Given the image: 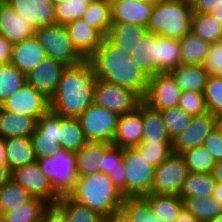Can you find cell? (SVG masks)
<instances>
[{
	"mask_svg": "<svg viewBox=\"0 0 222 222\" xmlns=\"http://www.w3.org/2000/svg\"><path fill=\"white\" fill-rule=\"evenodd\" d=\"M140 1H142V2H147V3H150V4H153V5H155V4H157L159 1H161V0H140Z\"/></svg>",
	"mask_w": 222,
	"mask_h": 222,
	"instance_id": "cell-64",
	"label": "cell"
},
{
	"mask_svg": "<svg viewBox=\"0 0 222 222\" xmlns=\"http://www.w3.org/2000/svg\"><path fill=\"white\" fill-rule=\"evenodd\" d=\"M40 222H67L63 209L57 204H48L41 216Z\"/></svg>",
	"mask_w": 222,
	"mask_h": 222,
	"instance_id": "cell-52",
	"label": "cell"
},
{
	"mask_svg": "<svg viewBox=\"0 0 222 222\" xmlns=\"http://www.w3.org/2000/svg\"><path fill=\"white\" fill-rule=\"evenodd\" d=\"M87 60L97 79L132 89L141 98L145 96L150 77L123 47L113 44L107 37Z\"/></svg>",
	"mask_w": 222,
	"mask_h": 222,
	"instance_id": "cell-1",
	"label": "cell"
},
{
	"mask_svg": "<svg viewBox=\"0 0 222 222\" xmlns=\"http://www.w3.org/2000/svg\"><path fill=\"white\" fill-rule=\"evenodd\" d=\"M219 44H221L222 45V34H221V36H220V39H219Z\"/></svg>",
	"mask_w": 222,
	"mask_h": 222,
	"instance_id": "cell-66",
	"label": "cell"
},
{
	"mask_svg": "<svg viewBox=\"0 0 222 222\" xmlns=\"http://www.w3.org/2000/svg\"><path fill=\"white\" fill-rule=\"evenodd\" d=\"M123 163L126 175V197L150 195L155 166L135 147L123 149Z\"/></svg>",
	"mask_w": 222,
	"mask_h": 222,
	"instance_id": "cell-7",
	"label": "cell"
},
{
	"mask_svg": "<svg viewBox=\"0 0 222 222\" xmlns=\"http://www.w3.org/2000/svg\"><path fill=\"white\" fill-rule=\"evenodd\" d=\"M46 53L36 36L12 46L11 64L27 75L46 58Z\"/></svg>",
	"mask_w": 222,
	"mask_h": 222,
	"instance_id": "cell-22",
	"label": "cell"
},
{
	"mask_svg": "<svg viewBox=\"0 0 222 222\" xmlns=\"http://www.w3.org/2000/svg\"><path fill=\"white\" fill-rule=\"evenodd\" d=\"M48 205L42 199L33 198L15 209L6 212L0 220L2 222H40L44 208Z\"/></svg>",
	"mask_w": 222,
	"mask_h": 222,
	"instance_id": "cell-39",
	"label": "cell"
},
{
	"mask_svg": "<svg viewBox=\"0 0 222 222\" xmlns=\"http://www.w3.org/2000/svg\"><path fill=\"white\" fill-rule=\"evenodd\" d=\"M153 214L161 222H174L184 208L183 200L177 195L150 194L144 197Z\"/></svg>",
	"mask_w": 222,
	"mask_h": 222,
	"instance_id": "cell-30",
	"label": "cell"
},
{
	"mask_svg": "<svg viewBox=\"0 0 222 222\" xmlns=\"http://www.w3.org/2000/svg\"><path fill=\"white\" fill-rule=\"evenodd\" d=\"M141 143H173L169 137L160 111L143 103V134Z\"/></svg>",
	"mask_w": 222,
	"mask_h": 222,
	"instance_id": "cell-29",
	"label": "cell"
},
{
	"mask_svg": "<svg viewBox=\"0 0 222 222\" xmlns=\"http://www.w3.org/2000/svg\"><path fill=\"white\" fill-rule=\"evenodd\" d=\"M187 174L188 170L183 157L172 153L155 167L150 194L179 196Z\"/></svg>",
	"mask_w": 222,
	"mask_h": 222,
	"instance_id": "cell-10",
	"label": "cell"
},
{
	"mask_svg": "<svg viewBox=\"0 0 222 222\" xmlns=\"http://www.w3.org/2000/svg\"><path fill=\"white\" fill-rule=\"evenodd\" d=\"M81 19L106 37L112 24L111 3L107 0H90Z\"/></svg>",
	"mask_w": 222,
	"mask_h": 222,
	"instance_id": "cell-34",
	"label": "cell"
},
{
	"mask_svg": "<svg viewBox=\"0 0 222 222\" xmlns=\"http://www.w3.org/2000/svg\"><path fill=\"white\" fill-rule=\"evenodd\" d=\"M216 181L211 173H191L188 172L179 194L184 200L189 197H209L212 196Z\"/></svg>",
	"mask_w": 222,
	"mask_h": 222,
	"instance_id": "cell-35",
	"label": "cell"
},
{
	"mask_svg": "<svg viewBox=\"0 0 222 222\" xmlns=\"http://www.w3.org/2000/svg\"><path fill=\"white\" fill-rule=\"evenodd\" d=\"M208 222H222V214L218 215L216 218L209 220Z\"/></svg>",
	"mask_w": 222,
	"mask_h": 222,
	"instance_id": "cell-63",
	"label": "cell"
},
{
	"mask_svg": "<svg viewBox=\"0 0 222 222\" xmlns=\"http://www.w3.org/2000/svg\"><path fill=\"white\" fill-rule=\"evenodd\" d=\"M211 14L215 19L222 23V5L218 8H214V11H212Z\"/></svg>",
	"mask_w": 222,
	"mask_h": 222,
	"instance_id": "cell-62",
	"label": "cell"
},
{
	"mask_svg": "<svg viewBox=\"0 0 222 222\" xmlns=\"http://www.w3.org/2000/svg\"><path fill=\"white\" fill-rule=\"evenodd\" d=\"M154 5L140 0H117L111 3L112 23L148 27Z\"/></svg>",
	"mask_w": 222,
	"mask_h": 222,
	"instance_id": "cell-20",
	"label": "cell"
},
{
	"mask_svg": "<svg viewBox=\"0 0 222 222\" xmlns=\"http://www.w3.org/2000/svg\"><path fill=\"white\" fill-rule=\"evenodd\" d=\"M90 0H67L54 6L56 23L65 25L81 19Z\"/></svg>",
	"mask_w": 222,
	"mask_h": 222,
	"instance_id": "cell-47",
	"label": "cell"
},
{
	"mask_svg": "<svg viewBox=\"0 0 222 222\" xmlns=\"http://www.w3.org/2000/svg\"><path fill=\"white\" fill-rule=\"evenodd\" d=\"M147 28L128 23H112L107 38L115 45L123 47L127 55H131Z\"/></svg>",
	"mask_w": 222,
	"mask_h": 222,
	"instance_id": "cell-28",
	"label": "cell"
},
{
	"mask_svg": "<svg viewBox=\"0 0 222 222\" xmlns=\"http://www.w3.org/2000/svg\"><path fill=\"white\" fill-rule=\"evenodd\" d=\"M0 107L38 120L50 110V103L47 97L26 82L22 88L3 101Z\"/></svg>",
	"mask_w": 222,
	"mask_h": 222,
	"instance_id": "cell-13",
	"label": "cell"
},
{
	"mask_svg": "<svg viewBox=\"0 0 222 222\" xmlns=\"http://www.w3.org/2000/svg\"><path fill=\"white\" fill-rule=\"evenodd\" d=\"M6 2L36 29L57 24L54 5L50 0H6Z\"/></svg>",
	"mask_w": 222,
	"mask_h": 222,
	"instance_id": "cell-17",
	"label": "cell"
},
{
	"mask_svg": "<svg viewBox=\"0 0 222 222\" xmlns=\"http://www.w3.org/2000/svg\"><path fill=\"white\" fill-rule=\"evenodd\" d=\"M109 3L115 2L117 0H107Z\"/></svg>",
	"mask_w": 222,
	"mask_h": 222,
	"instance_id": "cell-67",
	"label": "cell"
},
{
	"mask_svg": "<svg viewBox=\"0 0 222 222\" xmlns=\"http://www.w3.org/2000/svg\"><path fill=\"white\" fill-rule=\"evenodd\" d=\"M35 36L49 58L58 60L66 66H74L85 60L74 48L64 25L39 27Z\"/></svg>",
	"mask_w": 222,
	"mask_h": 222,
	"instance_id": "cell-6",
	"label": "cell"
},
{
	"mask_svg": "<svg viewBox=\"0 0 222 222\" xmlns=\"http://www.w3.org/2000/svg\"><path fill=\"white\" fill-rule=\"evenodd\" d=\"M141 102L132 89L96 78L93 103L122 116L135 111Z\"/></svg>",
	"mask_w": 222,
	"mask_h": 222,
	"instance_id": "cell-9",
	"label": "cell"
},
{
	"mask_svg": "<svg viewBox=\"0 0 222 222\" xmlns=\"http://www.w3.org/2000/svg\"><path fill=\"white\" fill-rule=\"evenodd\" d=\"M131 222H161L144 197H126L120 209Z\"/></svg>",
	"mask_w": 222,
	"mask_h": 222,
	"instance_id": "cell-43",
	"label": "cell"
},
{
	"mask_svg": "<svg viewBox=\"0 0 222 222\" xmlns=\"http://www.w3.org/2000/svg\"><path fill=\"white\" fill-rule=\"evenodd\" d=\"M182 91L169 73H158L149 78L142 102L160 111L178 107Z\"/></svg>",
	"mask_w": 222,
	"mask_h": 222,
	"instance_id": "cell-12",
	"label": "cell"
},
{
	"mask_svg": "<svg viewBox=\"0 0 222 222\" xmlns=\"http://www.w3.org/2000/svg\"><path fill=\"white\" fill-rule=\"evenodd\" d=\"M192 13H211L222 5V0H191Z\"/></svg>",
	"mask_w": 222,
	"mask_h": 222,
	"instance_id": "cell-53",
	"label": "cell"
},
{
	"mask_svg": "<svg viewBox=\"0 0 222 222\" xmlns=\"http://www.w3.org/2000/svg\"><path fill=\"white\" fill-rule=\"evenodd\" d=\"M212 155L215 161L222 160V137L214 129L202 144Z\"/></svg>",
	"mask_w": 222,
	"mask_h": 222,
	"instance_id": "cell-51",
	"label": "cell"
},
{
	"mask_svg": "<svg viewBox=\"0 0 222 222\" xmlns=\"http://www.w3.org/2000/svg\"><path fill=\"white\" fill-rule=\"evenodd\" d=\"M12 44L0 35V65L11 63Z\"/></svg>",
	"mask_w": 222,
	"mask_h": 222,
	"instance_id": "cell-54",
	"label": "cell"
},
{
	"mask_svg": "<svg viewBox=\"0 0 222 222\" xmlns=\"http://www.w3.org/2000/svg\"><path fill=\"white\" fill-rule=\"evenodd\" d=\"M178 107L193 117L200 116L208 112L205 104V98L201 92H182Z\"/></svg>",
	"mask_w": 222,
	"mask_h": 222,
	"instance_id": "cell-49",
	"label": "cell"
},
{
	"mask_svg": "<svg viewBox=\"0 0 222 222\" xmlns=\"http://www.w3.org/2000/svg\"><path fill=\"white\" fill-rule=\"evenodd\" d=\"M112 146L105 142H87L76 151L77 176H86L101 172L105 152Z\"/></svg>",
	"mask_w": 222,
	"mask_h": 222,
	"instance_id": "cell-23",
	"label": "cell"
},
{
	"mask_svg": "<svg viewBox=\"0 0 222 222\" xmlns=\"http://www.w3.org/2000/svg\"><path fill=\"white\" fill-rule=\"evenodd\" d=\"M204 67L209 75H222V45L219 42L211 44Z\"/></svg>",
	"mask_w": 222,
	"mask_h": 222,
	"instance_id": "cell-50",
	"label": "cell"
},
{
	"mask_svg": "<svg viewBox=\"0 0 222 222\" xmlns=\"http://www.w3.org/2000/svg\"><path fill=\"white\" fill-rule=\"evenodd\" d=\"M180 155L191 173H211L216 162L203 145L186 150Z\"/></svg>",
	"mask_w": 222,
	"mask_h": 222,
	"instance_id": "cell-44",
	"label": "cell"
},
{
	"mask_svg": "<svg viewBox=\"0 0 222 222\" xmlns=\"http://www.w3.org/2000/svg\"><path fill=\"white\" fill-rule=\"evenodd\" d=\"M212 196L222 204V183L216 182Z\"/></svg>",
	"mask_w": 222,
	"mask_h": 222,
	"instance_id": "cell-59",
	"label": "cell"
},
{
	"mask_svg": "<svg viewBox=\"0 0 222 222\" xmlns=\"http://www.w3.org/2000/svg\"><path fill=\"white\" fill-rule=\"evenodd\" d=\"M131 57L149 77L158 74V35L147 31Z\"/></svg>",
	"mask_w": 222,
	"mask_h": 222,
	"instance_id": "cell-24",
	"label": "cell"
},
{
	"mask_svg": "<svg viewBox=\"0 0 222 222\" xmlns=\"http://www.w3.org/2000/svg\"><path fill=\"white\" fill-rule=\"evenodd\" d=\"M214 129L215 116L211 113L194 116L189 125L173 140V153L181 154L202 145Z\"/></svg>",
	"mask_w": 222,
	"mask_h": 222,
	"instance_id": "cell-15",
	"label": "cell"
},
{
	"mask_svg": "<svg viewBox=\"0 0 222 222\" xmlns=\"http://www.w3.org/2000/svg\"><path fill=\"white\" fill-rule=\"evenodd\" d=\"M66 67L62 62L46 57L33 71L26 75L27 83L50 100Z\"/></svg>",
	"mask_w": 222,
	"mask_h": 222,
	"instance_id": "cell-16",
	"label": "cell"
},
{
	"mask_svg": "<svg viewBox=\"0 0 222 222\" xmlns=\"http://www.w3.org/2000/svg\"><path fill=\"white\" fill-rule=\"evenodd\" d=\"M77 52L87 60L102 44L104 36L89 26L83 19H77L64 25Z\"/></svg>",
	"mask_w": 222,
	"mask_h": 222,
	"instance_id": "cell-21",
	"label": "cell"
},
{
	"mask_svg": "<svg viewBox=\"0 0 222 222\" xmlns=\"http://www.w3.org/2000/svg\"><path fill=\"white\" fill-rule=\"evenodd\" d=\"M169 74L182 92L203 93L209 77L204 65L180 64L171 70Z\"/></svg>",
	"mask_w": 222,
	"mask_h": 222,
	"instance_id": "cell-25",
	"label": "cell"
},
{
	"mask_svg": "<svg viewBox=\"0 0 222 222\" xmlns=\"http://www.w3.org/2000/svg\"><path fill=\"white\" fill-rule=\"evenodd\" d=\"M174 222H200V221L197 218H195L190 212H188L185 208H183Z\"/></svg>",
	"mask_w": 222,
	"mask_h": 222,
	"instance_id": "cell-56",
	"label": "cell"
},
{
	"mask_svg": "<svg viewBox=\"0 0 222 222\" xmlns=\"http://www.w3.org/2000/svg\"><path fill=\"white\" fill-rule=\"evenodd\" d=\"M87 142L77 118L61 117L59 115L58 143L61 148L76 152Z\"/></svg>",
	"mask_w": 222,
	"mask_h": 222,
	"instance_id": "cell-32",
	"label": "cell"
},
{
	"mask_svg": "<svg viewBox=\"0 0 222 222\" xmlns=\"http://www.w3.org/2000/svg\"><path fill=\"white\" fill-rule=\"evenodd\" d=\"M34 197L12 179L0 188V218Z\"/></svg>",
	"mask_w": 222,
	"mask_h": 222,
	"instance_id": "cell-40",
	"label": "cell"
},
{
	"mask_svg": "<svg viewBox=\"0 0 222 222\" xmlns=\"http://www.w3.org/2000/svg\"><path fill=\"white\" fill-rule=\"evenodd\" d=\"M135 148L155 167L173 153V143H140Z\"/></svg>",
	"mask_w": 222,
	"mask_h": 222,
	"instance_id": "cell-48",
	"label": "cell"
},
{
	"mask_svg": "<svg viewBox=\"0 0 222 222\" xmlns=\"http://www.w3.org/2000/svg\"><path fill=\"white\" fill-rule=\"evenodd\" d=\"M96 77L88 60L67 66L49 100L50 110L61 117L78 118L93 104Z\"/></svg>",
	"mask_w": 222,
	"mask_h": 222,
	"instance_id": "cell-2",
	"label": "cell"
},
{
	"mask_svg": "<svg viewBox=\"0 0 222 222\" xmlns=\"http://www.w3.org/2000/svg\"><path fill=\"white\" fill-rule=\"evenodd\" d=\"M50 1H51V3L55 6V5L59 4V3H62V2H64V1H67V0H50Z\"/></svg>",
	"mask_w": 222,
	"mask_h": 222,
	"instance_id": "cell-65",
	"label": "cell"
},
{
	"mask_svg": "<svg viewBox=\"0 0 222 222\" xmlns=\"http://www.w3.org/2000/svg\"><path fill=\"white\" fill-rule=\"evenodd\" d=\"M179 42L181 64L204 65L210 43L204 42L192 31L184 35Z\"/></svg>",
	"mask_w": 222,
	"mask_h": 222,
	"instance_id": "cell-33",
	"label": "cell"
},
{
	"mask_svg": "<svg viewBox=\"0 0 222 222\" xmlns=\"http://www.w3.org/2000/svg\"><path fill=\"white\" fill-rule=\"evenodd\" d=\"M207 111L222 115V75H209L203 91Z\"/></svg>",
	"mask_w": 222,
	"mask_h": 222,
	"instance_id": "cell-46",
	"label": "cell"
},
{
	"mask_svg": "<svg viewBox=\"0 0 222 222\" xmlns=\"http://www.w3.org/2000/svg\"><path fill=\"white\" fill-rule=\"evenodd\" d=\"M109 222H131V220L120 210L107 219Z\"/></svg>",
	"mask_w": 222,
	"mask_h": 222,
	"instance_id": "cell-58",
	"label": "cell"
},
{
	"mask_svg": "<svg viewBox=\"0 0 222 222\" xmlns=\"http://www.w3.org/2000/svg\"><path fill=\"white\" fill-rule=\"evenodd\" d=\"M37 162L60 196L68 195L73 190L78 177L75 152L60 148L48 157L37 159Z\"/></svg>",
	"mask_w": 222,
	"mask_h": 222,
	"instance_id": "cell-5",
	"label": "cell"
},
{
	"mask_svg": "<svg viewBox=\"0 0 222 222\" xmlns=\"http://www.w3.org/2000/svg\"><path fill=\"white\" fill-rule=\"evenodd\" d=\"M191 2L161 0L154 5L147 30L161 37L180 40L191 31Z\"/></svg>",
	"mask_w": 222,
	"mask_h": 222,
	"instance_id": "cell-4",
	"label": "cell"
},
{
	"mask_svg": "<svg viewBox=\"0 0 222 222\" xmlns=\"http://www.w3.org/2000/svg\"><path fill=\"white\" fill-rule=\"evenodd\" d=\"M180 64L179 40L158 35V73H169Z\"/></svg>",
	"mask_w": 222,
	"mask_h": 222,
	"instance_id": "cell-38",
	"label": "cell"
},
{
	"mask_svg": "<svg viewBox=\"0 0 222 222\" xmlns=\"http://www.w3.org/2000/svg\"><path fill=\"white\" fill-rule=\"evenodd\" d=\"M37 120L23 114L6 111L0 107V138L31 137Z\"/></svg>",
	"mask_w": 222,
	"mask_h": 222,
	"instance_id": "cell-26",
	"label": "cell"
},
{
	"mask_svg": "<svg viewBox=\"0 0 222 222\" xmlns=\"http://www.w3.org/2000/svg\"><path fill=\"white\" fill-rule=\"evenodd\" d=\"M11 179L27 190L34 198L48 204L56 203L61 197L54 189L50 179L40 169L37 160L14 169Z\"/></svg>",
	"mask_w": 222,
	"mask_h": 222,
	"instance_id": "cell-11",
	"label": "cell"
},
{
	"mask_svg": "<svg viewBox=\"0 0 222 222\" xmlns=\"http://www.w3.org/2000/svg\"><path fill=\"white\" fill-rule=\"evenodd\" d=\"M183 203L184 208L200 222H208L222 214V204L213 196L189 197Z\"/></svg>",
	"mask_w": 222,
	"mask_h": 222,
	"instance_id": "cell-37",
	"label": "cell"
},
{
	"mask_svg": "<svg viewBox=\"0 0 222 222\" xmlns=\"http://www.w3.org/2000/svg\"><path fill=\"white\" fill-rule=\"evenodd\" d=\"M119 117L118 114L93 103L77 119L88 142L112 144Z\"/></svg>",
	"mask_w": 222,
	"mask_h": 222,
	"instance_id": "cell-8",
	"label": "cell"
},
{
	"mask_svg": "<svg viewBox=\"0 0 222 222\" xmlns=\"http://www.w3.org/2000/svg\"><path fill=\"white\" fill-rule=\"evenodd\" d=\"M26 82V75L13 64L0 65V105Z\"/></svg>",
	"mask_w": 222,
	"mask_h": 222,
	"instance_id": "cell-42",
	"label": "cell"
},
{
	"mask_svg": "<svg viewBox=\"0 0 222 222\" xmlns=\"http://www.w3.org/2000/svg\"><path fill=\"white\" fill-rule=\"evenodd\" d=\"M167 133L173 141L191 122L193 116L179 107L160 110Z\"/></svg>",
	"mask_w": 222,
	"mask_h": 222,
	"instance_id": "cell-45",
	"label": "cell"
},
{
	"mask_svg": "<svg viewBox=\"0 0 222 222\" xmlns=\"http://www.w3.org/2000/svg\"><path fill=\"white\" fill-rule=\"evenodd\" d=\"M36 28L24 20L6 2L0 1V35L12 45L35 36Z\"/></svg>",
	"mask_w": 222,
	"mask_h": 222,
	"instance_id": "cell-18",
	"label": "cell"
},
{
	"mask_svg": "<svg viewBox=\"0 0 222 222\" xmlns=\"http://www.w3.org/2000/svg\"><path fill=\"white\" fill-rule=\"evenodd\" d=\"M64 211L67 222H104L100 214L81 205L68 195H62L56 202Z\"/></svg>",
	"mask_w": 222,
	"mask_h": 222,
	"instance_id": "cell-41",
	"label": "cell"
},
{
	"mask_svg": "<svg viewBox=\"0 0 222 222\" xmlns=\"http://www.w3.org/2000/svg\"><path fill=\"white\" fill-rule=\"evenodd\" d=\"M11 173L7 164H0V188L11 180Z\"/></svg>",
	"mask_w": 222,
	"mask_h": 222,
	"instance_id": "cell-55",
	"label": "cell"
},
{
	"mask_svg": "<svg viewBox=\"0 0 222 222\" xmlns=\"http://www.w3.org/2000/svg\"><path fill=\"white\" fill-rule=\"evenodd\" d=\"M68 196L105 219L120 211L125 198L109 176L102 172L78 176Z\"/></svg>",
	"mask_w": 222,
	"mask_h": 222,
	"instance_id": "cell-3",
	"label": "cell"
},
{
	"mask_svg": "<svg viewBox=\"0 0 222 222\" xmlns=\"http://www.w3.org/2000/svg\"><path fill=\"white\" fill-rule=\"evenodd\" d=\"M191 31L207 43H216L222 34V23L211 13H192Z\"/></svg>",
	"mask_w": 222,
	"mask_h": 222,
	"instance_id": "cell-36",
	"label": "cell"
},
{
	"mask_svg": "<svg viewBox=\"0 0 222 222\" xmlns=\"http://www.w3.org/2000/svg\"><path fill=\"white\" fill-rule=\"evenodd\" d=\"M215 129L222 137V115L215 116Z\"/></svg>",
	"mask_w": 222,
	"mask_h": 222,
	"instance_id": "cell-61",
	"label": "cell"
},
{
	"mask_svg": "<svg viewBox=\"0 0 222 222\" xmlns=\"http://www.w3.org/2000/svg\"><path fill=\"white\" fill-rule=\"evenodd\" d=\"M211 174L216 182L222 183V160L215 162Z\"/></svg>",
	"mask_w": 222,
	"mask_h": 222,
	"instance_id": "cell-57",
	"label": "cell"
},
{
	"mask_svg": "<svg viewBox=\"0 0 222 222\" xmlns=\"http://www.w3.org/2000/svg\"><path fill=\"white\" fill-rule=\"evenodd\" d=\"M36 159H41L55 153L61 147L59 139V115L49 110L36 123V128L30 137Z\"/></svg>",
	"mask_w": 222,
	"mask_h": 222,
	"instance_id": "cell-14",
	"label": "cell"
},
{
	"mask_svg": "<svg viewBox=\"0 0 222 222\" xmlns=\"http://www.w3.org/2000/svg\"><path fill=\"white\" fill-rule=\"evenodd\" d=\"M143 102L138 108L119 117L112 145L120 148H134L142 141Z\"/></svg>",
	"mask_w": 222,
	"mask_h": 222,
	"instance_id": "cell-19",
	"label": "cell"
},
{
	"mask_svg": "<svg viewBox=\"0 0 222 222\" xmlns=\"http://www.w3.org/2000/svg\"><path fill=\"white\" fill-rule=\"evenodd\" d=\"M101 172L109 176L113 184L122 192L126 198V175L123 163V148L111 146L104 155Z\"/></svg>",
	"mask_w": 222,
	"mask_h": 222,
	"instance_id": "cell-31",
	"label": "cell"
},
{
	"mask_svg": "<svg viewBox=\"0 0 222 222\" xmlns=\"http://www.w3.org/2000/svg\"><path fill=\"white\" fill-rule=\"evenodd\" d=\"M0 164H7L6 150H5V139L0 138Z\"/></svg>",
	"mask_w": 222,
	"mask_h": 222,
	"instance_id": "cell-60",
	"label": "cell"
},
{
	"mask_svg": "<svg viewBox=\"0 0 222 222\" xmlns=\"http://www.w3.org/2000/svg\"><path fill=\"white\" fill-rule=\"evenodd\" d=\"M5 150L7 166L11 171L37 160L29 137L6 138Z\"/></svg>",
	"mask_w": 222,
	"mask_h": 222,
	"instance_id": "cell-27",
	"label": "cell"
}]
</instances>
